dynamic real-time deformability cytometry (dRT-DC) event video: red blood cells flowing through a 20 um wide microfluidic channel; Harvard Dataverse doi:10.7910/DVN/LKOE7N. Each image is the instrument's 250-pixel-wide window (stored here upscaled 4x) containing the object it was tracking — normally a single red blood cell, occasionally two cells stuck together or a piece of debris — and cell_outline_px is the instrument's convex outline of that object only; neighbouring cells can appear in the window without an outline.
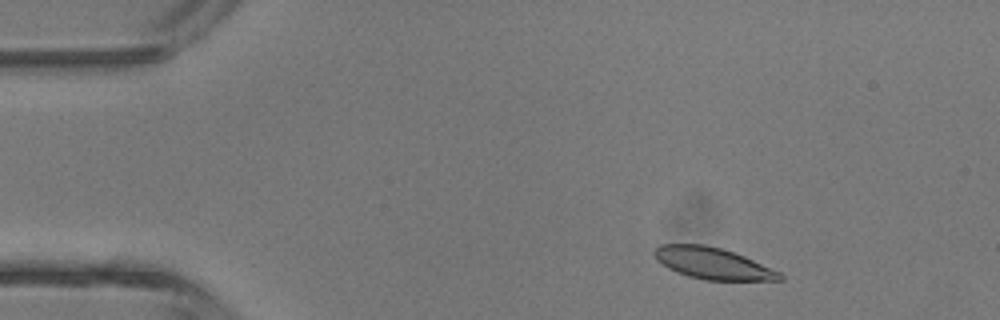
{"species": "common noctule bat (a hibernating species)", "species_latin": "Nyctalus noctula", "temperature_condition": "room temperature", "stored_images_in_passage": 3, "camera_frame_rate_fps": 3000, "um_per_image_px": 0.085, "animal": {"sex": "male", "body_mass_g": 13.3}, "frame": {"image": 1, "passage_image": 1, "time_ms": 0.0, "image_size_px": [1000, 320], "cell_outline_px": [[784, 280], [704, 280], [688, 276], [676, 272], [668, 268], [656, 260], [652, 252], [660, 244], [704, 244], [720, 248], [744, 256], [780, 272], [784, 276]], "centroid_in_image_um": [60.55, 22.38], "position_along_channel_um": 24.4, "area_um2": 23.0}}
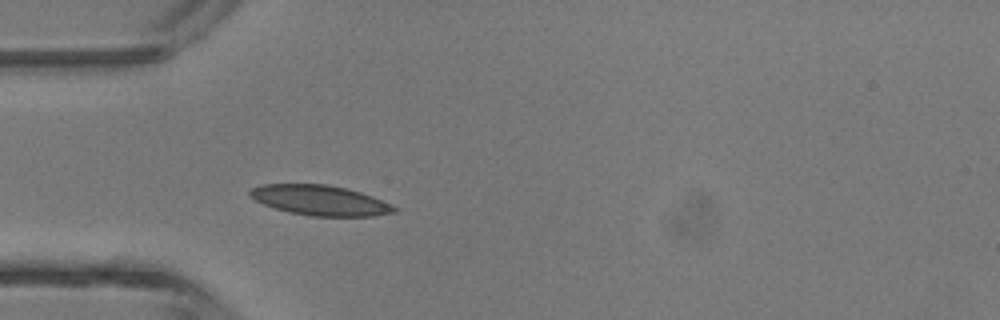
{"frame": {"image": 2, "passage_image": 3, "time_ms": 2.333, "image_size_px": [1000, 320], "cell_outline_px": [[396, 212], [372, 216], [312, 216], [288, 212], [264, 204], [248, 196], [248, 192], [252, 188], [260, 184], [328, 184], [360, 192], [372, 196], [392, 204], [396, 208]], "centroid_in_image_um": [27.19, 17.02], "position_along_channel_um": 57.8, "area_um2": 25.26}}